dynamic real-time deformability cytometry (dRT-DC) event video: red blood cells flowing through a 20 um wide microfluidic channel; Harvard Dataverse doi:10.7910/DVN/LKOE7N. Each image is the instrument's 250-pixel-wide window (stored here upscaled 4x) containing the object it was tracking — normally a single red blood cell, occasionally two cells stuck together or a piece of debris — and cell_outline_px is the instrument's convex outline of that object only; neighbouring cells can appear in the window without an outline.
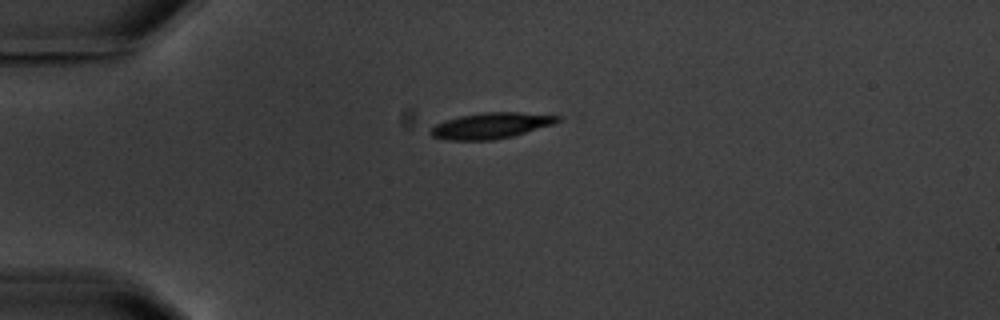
{"species": "common noctule bat (a hibernating species)", "species_latin": "Nyctalus noctula", "temperature_condition": "warm", "stored_images_in_passage": 12, "camera_frame_rate_fps": 3000, "um_per_image_px": 0.085, "animal": {"sex": "male", "body_mass_g": 20.1, "forearm_length_mm": 53.5}, "frame": {"image": 1, "passage_image": 1, "time_ms": 0.0, "image_size_px": [1000, 320], "cell_outline_px": [[560, 120], [552, 124], [512, 136], [492, 140], [448, 140], [432, 136], [428, 132], [428, 128], [444, 120], [460, 116], [484, 112], [516, 112], [560, 116]], "centroid_in_image_um": [41.64, 10.68], "position_along_channel_um": 43.4, "area_um2": 19.02}}
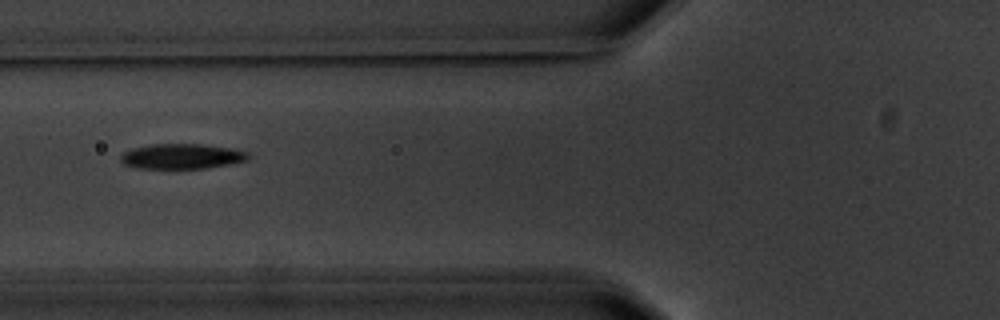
{"frame": {"image": 2, "passage_image": 3, "time_ms": 2.667, "image_size_px": [1000, 320], "cell_outline_px": [[252, 156], [248, 160], [228, 164], [204, 168], [136, 168], [124, 164], [120, 160], [120, 156], [124, 152], [132, 148], [152, 144], [200, 144], [232, 148], [248, 152]], "centroid_in_image_um": [15.47, 13.28], "position_along_channel_um": 110.3, "area_um2": 18.67}, "authors_computed_cell_mechanics": {"area_um2": 18.8428, "velocity_mm_per_s": 3.5382, "shape_relaxation_time_tau1_ms": 1.7631, "shape_relaxation_time_tau2_ms": 1.1241, "deformation_change_tau1": 0.121, "deformation_change_tau2": 0.049}}